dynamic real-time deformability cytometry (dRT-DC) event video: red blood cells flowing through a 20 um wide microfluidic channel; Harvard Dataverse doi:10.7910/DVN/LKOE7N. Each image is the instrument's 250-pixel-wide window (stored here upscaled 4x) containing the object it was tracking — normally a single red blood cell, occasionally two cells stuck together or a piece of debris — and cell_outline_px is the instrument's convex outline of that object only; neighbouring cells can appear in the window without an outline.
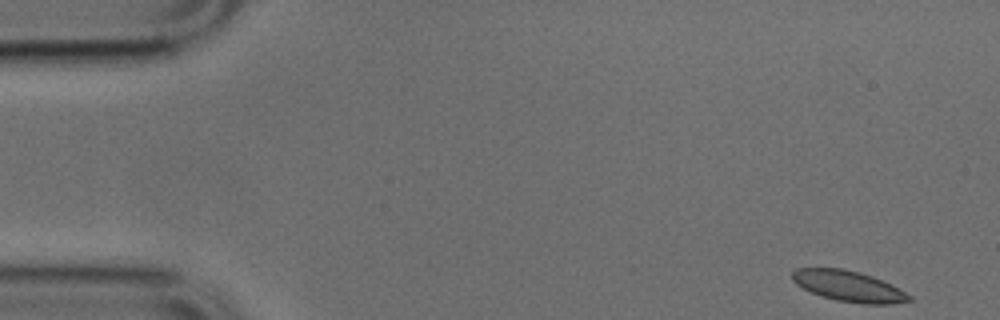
{"species": "common noctule bat (a hibernating species)", "species_latin": "Nyctalus noctula", "temperature_condition": "cold", "stored_images_in_passage": 50, "segment_of_instrument_passage": [1, 2], "camera_frame_rate_fps": 3000, "um_per_image_px": 0.085, "animal": {"sex": "male", "body_mass_g": 17.9, "forearm_length_mm": 54.2}, "frame": {"image": 1, "passage_image": 1, "time_ms": 0.0, "image_size_px": [1000, 320], "cell_outline_px": [[912, 300], [892, 304], [864, 304], [836, 300], [820, 296], [796, 284], [792, 280], [792, 272], [796, 268], [840, 268], [860, 272], [872, 276], [892, 284], [912, 296]], "centroid_in_image_um": [72.14, 24.32], "position_along_channel_um": 12.9, "area_um2": 20.98}}
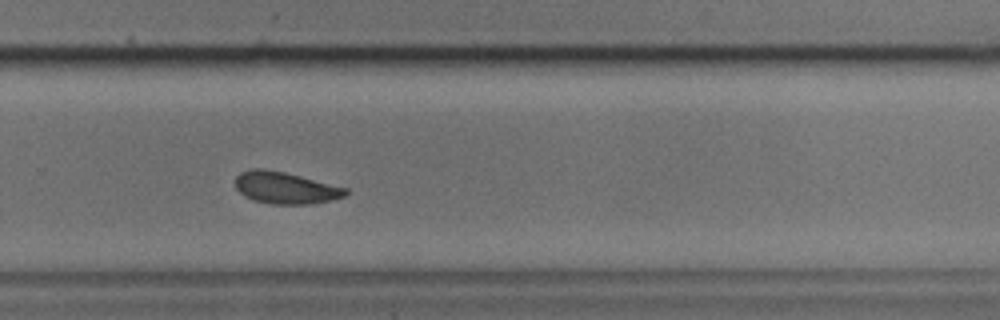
{"frame": {"image": 2, "passage_image": 32, "time_ms": 10.333, "image_size_px": [1000, 320], "cell_outline_px": [[348, 192], [344, 196], [332, 200], [312, 204], [272, 204], [252, 200], [244, 196], [236, 188], [236, 176], [240, 172], [252, 168], [264, 168], [284, 172], [348, 188]], "centroid_in_image_um": [24.25, 15.97], "position_along_channel_um": 305.6, "area_um2": 20.52}}
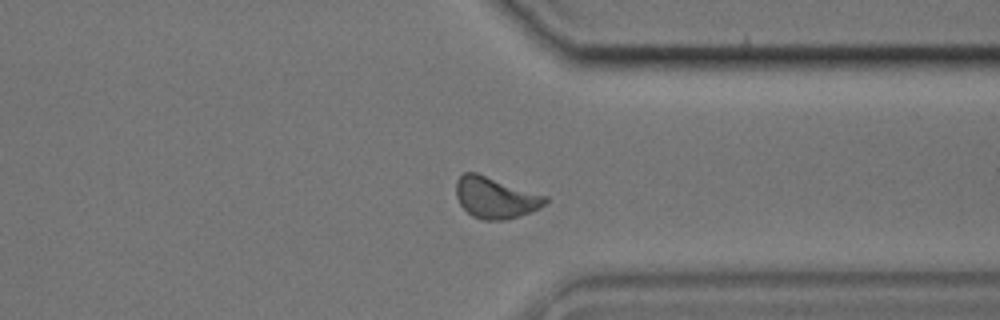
{"frame": {"image": 3, "passage_image": 37, "time_ms": 12.0, "image_size_px": [1000, 320], "cell_outline_px": [[548, 200], [540, 208], [520, 216], [504, 220], [484, 220], [472, 216], [460, 204], [456, 196], [456, 180], [464, 172], [476, 172], [548, 196]], "centroid_in_image_um": [42.11, 16.8], "position_along_channel_um": 369.3, "area_um2": 21.5}}